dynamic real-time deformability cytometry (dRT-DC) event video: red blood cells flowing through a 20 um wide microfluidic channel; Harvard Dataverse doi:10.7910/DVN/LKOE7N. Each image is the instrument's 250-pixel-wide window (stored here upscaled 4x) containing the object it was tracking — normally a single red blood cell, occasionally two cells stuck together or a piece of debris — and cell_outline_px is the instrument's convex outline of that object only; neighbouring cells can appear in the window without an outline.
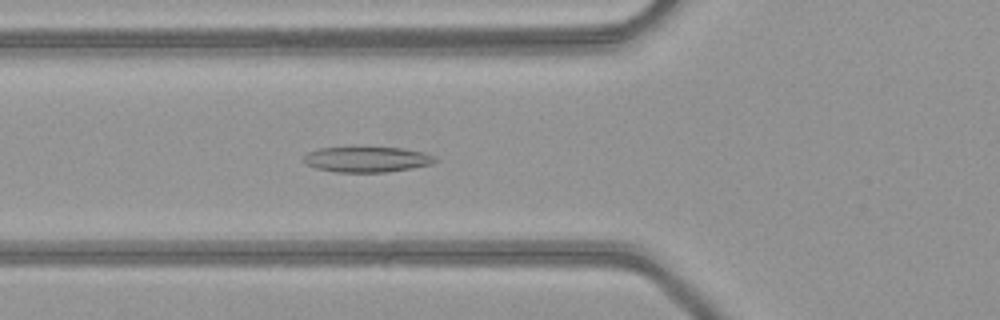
{"species": "common noctule bat (a hibernating species)", "species_latin": "Nyctalus noctula", "temperature_condition": "warm", "stored_images_in_passage": 51, "camera_frame_rate_fps": 3000, "um_per_image_px": 0.085, "animal": {"sex": "female", "body_mass_g": 21.9}, "frame": {"image": 1, "passage_image": 19, "time_ms": 6.0, "image_size_px": [1000, 320], "cell_outline_px": [[436, 160], [432, 164], [412, 168], [388, 172], [336, 172], [316, 168], [308, 164], [304, 160], [304, 156], [308, 152], [320, 148], [404, 148], [424, 152], [436, 156]], "centroid_in_image_um": [31.24, 13.55], "position_along_channel_um": 94.6, "area_um2": 19.31}}
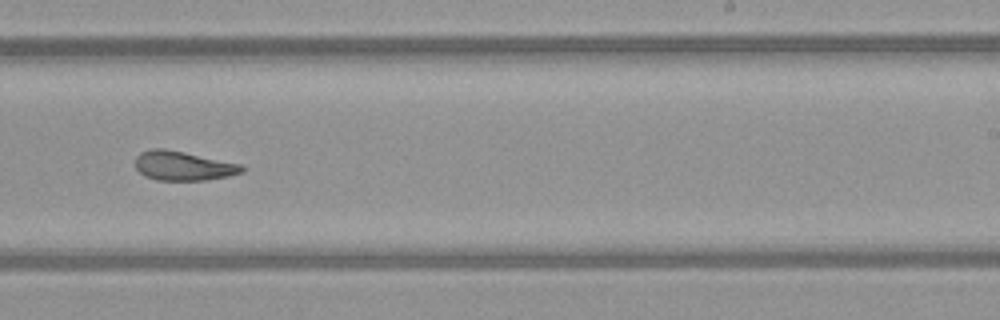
{"frame": {"image": 2, "passage_image": 32, "time_ms": 10.333, "image_size_px": [1000, 320], "cell_outline_px": [[244, 172], [228, 176], [208, 180], [156, 180], [144, 176], [136, 168], [136, 156], [140, 152], [152, 148], [164, 148], [184, 152], [240, 164], [244, 168]], "centroid_in_image_um": [15.55, 14.1], "position_along_channel_um": 273.5, "area_um2": 18.15}}
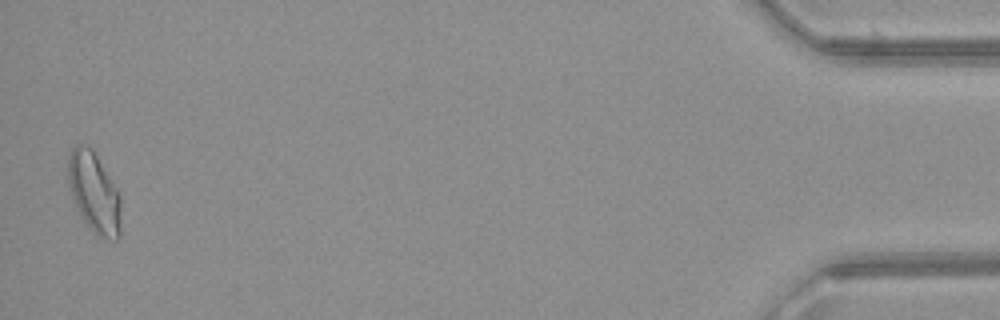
{"frame": {"image": 3, "passage_image": 50, "time_ms": 16.333, "image_size_px": [1000, 320], "cell_outline_px": [[120, 236], [116, 240], [108, 240], [96, 236], [84, 220], [68, 188], [68, 156], [72, 148], [76, 144], [84, 144], [92, 148], [120, 196]], "centroid_in_image_um": [7.99, 16.38], "position_along_channel_um": 427.2, "area_um2": 24.57}, "authors_computed_cell_mechanics": {"area_um2": 20.2878, "velocity_mm_per_s": 4.1082, "shape_relaxation_time_tau1_ms": 10.4229, "shape_relaxation_time_tau2_ms": 3.2539, "deformation_change_tau1": 0.2499, "deformation_change_tau2": 0.1161}}